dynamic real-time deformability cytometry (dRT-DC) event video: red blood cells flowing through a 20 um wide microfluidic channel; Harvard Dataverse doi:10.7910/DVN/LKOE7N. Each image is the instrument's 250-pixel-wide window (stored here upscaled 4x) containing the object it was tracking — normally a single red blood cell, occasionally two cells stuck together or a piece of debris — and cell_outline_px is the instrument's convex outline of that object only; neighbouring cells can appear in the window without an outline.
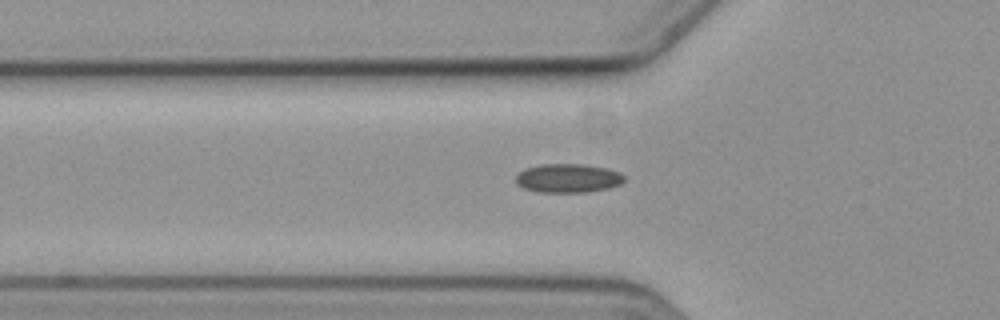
{"species": "common noctule bat (a hibernating species)", "species_latin": "Nyctalus noctula", "temperature_condition": "cold", "stored_images_in_passage": 40, "camera_frame_rate_fps": 3000, "um_per_image_px": 0.085, "animal": {"sex": "female", "body_mass_g": 19.3, "forearm_length_mm": 54.1}, "frame": {"image": 1, "passage_image": 2, "time_ms": 0.333, "image_size_px": [1000, 320], "cell_outline_px": [[624, 180], [620, 184], [608, 188], [588, 192], [536, 192], [524, 188], [516, 184], [516, 176], [520, 172], [528, 168], [540, 164], [584, 164], [604, 168], [620, 172], [624, 176]], "centroid_in_image_um": [48.27, 15.15], "position_along_channel_um": 77.5, "area_um2": 18.15}}
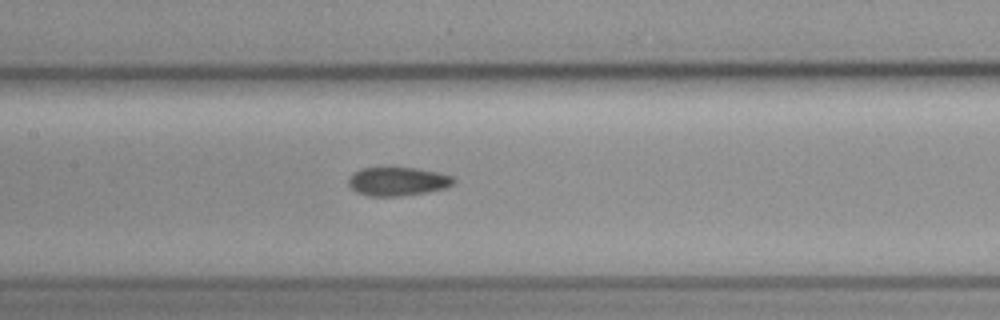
{"frame": {"image": 2, "passage_image": 10, "time_ms": 3.0, "image_size_px": [1000, 320], "cell_outline_px": [[456, 180], [448, 188], [428, 192], [400, 196], [372, 196], [356, 192], [348, 184], [348, 180], [360, 168], [416, 168], [436, 172], [452, 176]], "centroid_in_image_um": [33.84, 15.43], "position_along_channel_um": 173.6, "area_um2": 17.4}}
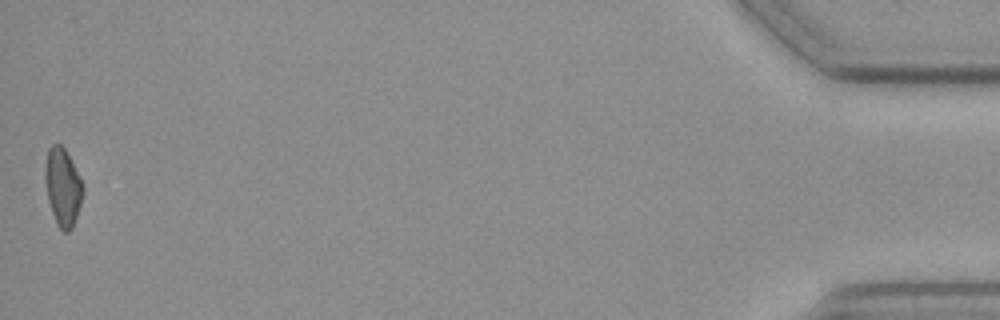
{"frame": {"image": 3, "passage_image": 40, "time_ms": 13.0, "image_size_px": [1000, 320], "cell_outline_px": [[84, 192], [72, 228], [68, 232], [64, 232], [56, 224], [48, 200], [44, 180], [44, 168], [48, 148], [52, 144], [60, 144], [64, 148], [80, 176], [84, 184]], "centroid_in_image_um": [5.32, 15.88], "position_along_channel_um": 429.9, "area_um2": 17.22}, "authors_computed_cell_mechanics": {"area_um2": 17.34, "velocity_mm_per_s": 3.58, "shape_relaxation_time_tau1_ms": null, "shape_relaxation_time_tau2_ms": 7.6411, "deformation_change_tau1": null, "deformation_change_tau2": 0.1262}}